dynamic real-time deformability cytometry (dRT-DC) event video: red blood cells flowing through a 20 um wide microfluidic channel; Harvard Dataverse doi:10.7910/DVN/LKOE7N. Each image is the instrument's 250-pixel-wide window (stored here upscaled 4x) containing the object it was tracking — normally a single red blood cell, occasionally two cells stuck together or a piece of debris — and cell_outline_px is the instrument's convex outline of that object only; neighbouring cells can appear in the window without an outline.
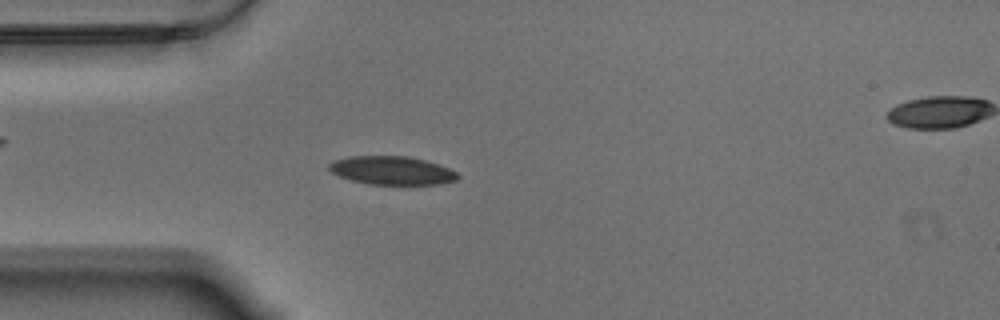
{"species": "Egyptian fruit bat (a non-hibernating species)", "species_latin": "Rousettus aegyptiacus", "temperature_condition": "warm", "stored_images_in_passage": 58, "camera_frame_rate_fps": 3000, "um_per_image_px": 0.085, "animal": {"sex": "male"}, "frame": {"image": 1, "passage_image": 15, "time_ms": 4.667, "image_size_px": [1000, 320], "cell_outline_px": [[460, 176], [456, 180], [440, 184], [368, 184], [352, 180], [340, 176], [332, 172], [328, 168], [328, 164], [332, 160], [348, 156], [408, 156], [440, 164], [456, 172]], "centroid_in_image_um": [33.3, 14.48], "position_along_channel_um": 51.7, "area_um2": 21.33}}
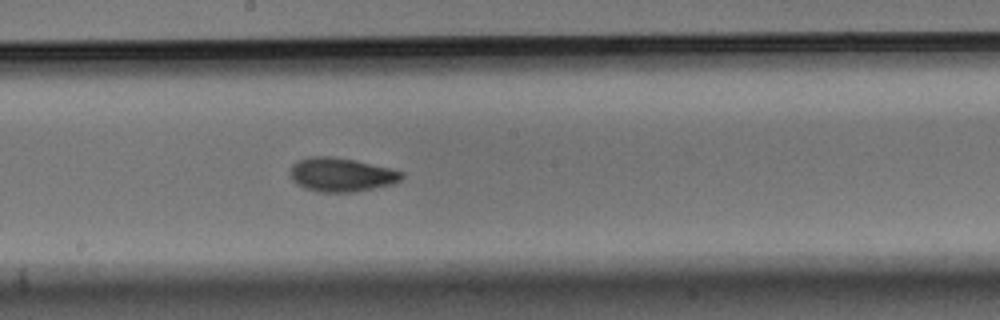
{"frame": {"image": 2, "passage_image": 30, "time_ms": 9.667, "image_size_px": [1000, 320], "cell_outline_px": [[404, 176], [396, 184], [356, 192], [316, 192], [304, 188], [292, 180], [288, 172], [292, 164], [296, 160], [308, 156], [332, 156], [356, 160], [392, 168], [404, 172]], "centroid_in_image_um": [29.01, 14.84], "position_along_channel_um": 219.2, "area_um2": 22.66}}
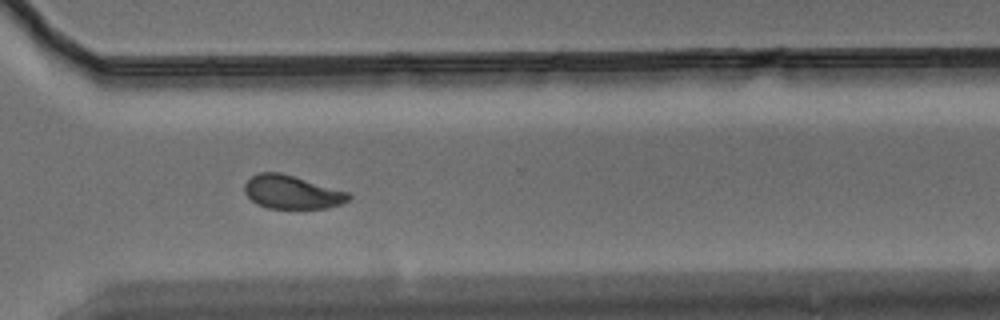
{"frame": {"image": 3, "passage_image": 41, "time_ms": 13.333, "image_size_px": [1000, 320], "cell_outline_px": [[352, 196], [348, 200], [340, 204], [328, 208], [268, 208], [256, 204], [244, 192], [244, 184], [252, 176], [260, 172], [280, 172], [348, 192]], "centroid_in_image_um": [24.79, 16.33], "position_along_channel_um": 345.8, "area_um2": 20.11}, "authors_computed_cell_mechanics": {"area_um2": 20.8658, "velocity_mm_per_s": 3.464, "shape_relaxation_time_tau1_ms": 4.6163, "shape_relaxation_time_tau2_ms": 0.7774, "deformation_change_tau1": 0.1364, "deformation_change_tau2": 0.0425}}